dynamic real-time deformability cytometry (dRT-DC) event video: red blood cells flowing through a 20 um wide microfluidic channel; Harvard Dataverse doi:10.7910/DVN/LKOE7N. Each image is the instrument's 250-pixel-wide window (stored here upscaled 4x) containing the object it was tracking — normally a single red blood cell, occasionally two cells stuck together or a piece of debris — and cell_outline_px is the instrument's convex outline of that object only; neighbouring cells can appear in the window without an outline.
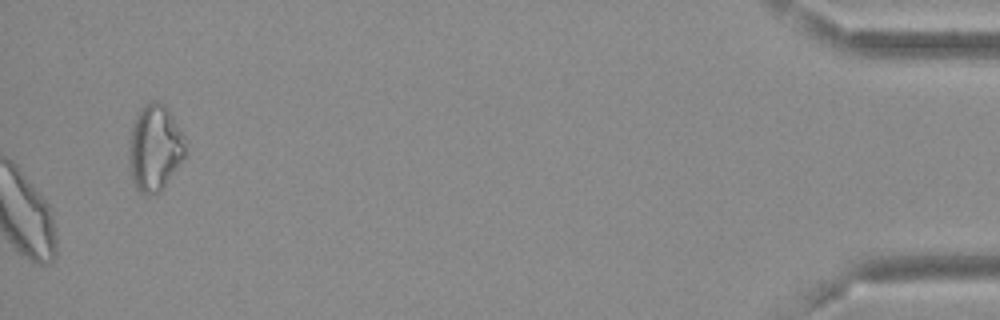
{"species": "Egyptian fruit bat (a non-hibernating species)", "species_latin": "Rousettus aegyptiacus", "temperature_condition": "cold", "stored_images_in_passage": 55, "camera_frame_rate_fps": 3000, "um_per_image_px": 0.085, "frame": {"image": 1, "passage_image": 55, "time_ms": 18.0, "image_size_px": [1000, 320], "cell_outline_px": [[184, 156], [160, 192], [152, 196], [144, 196], [136, 188], [132, 180], [128, 168], [128, 148], [132, 128], [136, 116], [140, 108], [144, 104], [152, 100], [160, 100], [168, 108], [180, 132], [184, 144]], "centroid_in_image_um": [13.09, 12.59], "position_along_channel_um": 422.1, "area_um2": 28.26}, "authors_computed_cell_mechanics": {"area_um2": 28.8422, "velocity_mm_per_s": 3.6548, "shape_relaxation_time_tau1_ms": null, "shape_relaxation_time_tau2_ms": 1.7948, "deformation_change_tau1": null, "deformation_change_tau2": 0.0847}}